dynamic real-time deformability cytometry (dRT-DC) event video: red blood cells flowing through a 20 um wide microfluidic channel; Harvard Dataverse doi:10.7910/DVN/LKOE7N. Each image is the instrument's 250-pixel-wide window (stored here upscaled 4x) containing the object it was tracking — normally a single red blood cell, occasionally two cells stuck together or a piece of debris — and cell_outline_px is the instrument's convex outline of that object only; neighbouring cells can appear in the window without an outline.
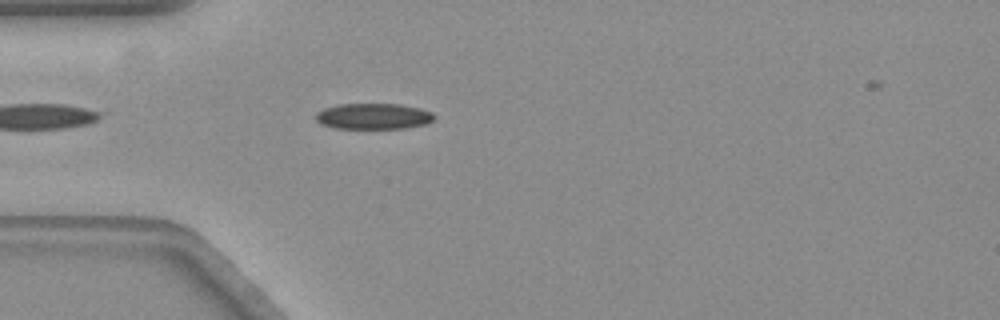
{"species": "common noctule bat (a hibernating species)", "species_latin": "Nyctalus noctula", "temperature_condition": "warm", "stored_images_in_passage": 14, "camera_frame_rate_fps": 3000, "um_per_image_px": 0.085, "animal": {"sex": "female", "body_mass_g": 19.3, "forearm_length_mm": 54.1}, "frame": {"image": 1, "passage_image": 5, "time_ms": 1.333, "image_size_px": [1000, 320], "cell_outline_px": [[436, 116], [432, 120], [424, 124], [404, 128], [336, 128], [320, 124], [316, 120], [316, 112], [324, 108], [340, 104], [400, 104], [420, 108], [432, 112]], "centroid_in_image_um": [31.73, 9.87], "position_along_channel_um": 53.3, "area_um2": 17.8}}